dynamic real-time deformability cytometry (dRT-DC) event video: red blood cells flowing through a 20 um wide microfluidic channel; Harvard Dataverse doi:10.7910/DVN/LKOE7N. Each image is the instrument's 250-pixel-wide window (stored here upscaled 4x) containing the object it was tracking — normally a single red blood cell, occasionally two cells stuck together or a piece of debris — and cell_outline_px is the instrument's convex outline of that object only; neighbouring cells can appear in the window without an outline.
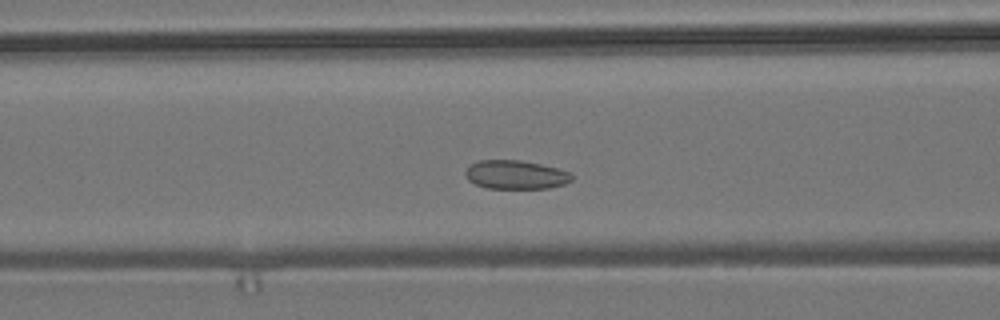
{"species": "common noctule bat (a hibernating species)", "species_latin": "Nyctalus noctula", "temperature_condition": "room temperature", "stored_images_in_passage": 51, "camera_frame_rate_fps": 3000, "um_per_image_px": 0.085, "animal": {"sex": "male", "body_mass_g": 19.2, "forearm_length_mm": 51.8}, "frame": {"image": 1, "passage_image": 17, "time_ms": 5.333, "image_size_px": [1000, 320], "cell_outline_px": [[572, 180], [564, 184], [548, 188], [488, 188], [476, 184], [468, 180], [464, 172], [472, 164], [480, 160], [520, 160], [540, 164], [572, 172]], "centroid_in_image_um": [43.85, 14.85], "position_along_channel_um": 122.7, "area_um2": 17.69}}
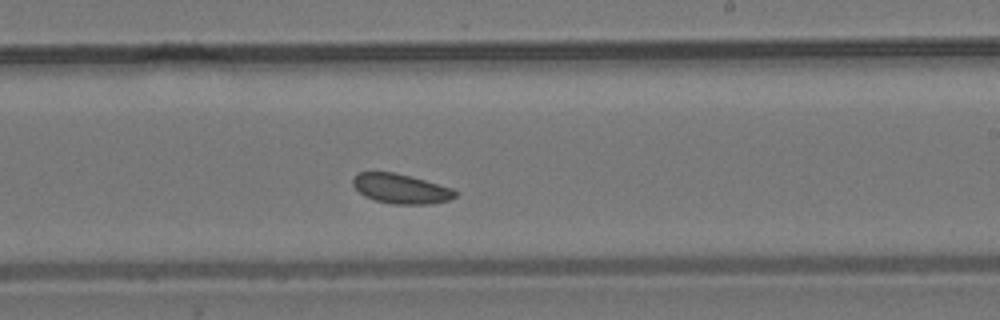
{"frame": {"image": 2, "passage_image": 28, "time_ms": 9.0, "image_size_px": [1000, 320], "cell_outline_px": [[460, 192], [456, 196], [448, 200], [432, 204], [392, 204], [376, 200], [364, 196], [352, 184], [352, 180], [360, 172], [392, 172], [424, 180], [452, 188]], "centroid_in_image_um": [34.1, 16.05], "position_along_channel_um": 254.9, "area_um2": 17.51}}
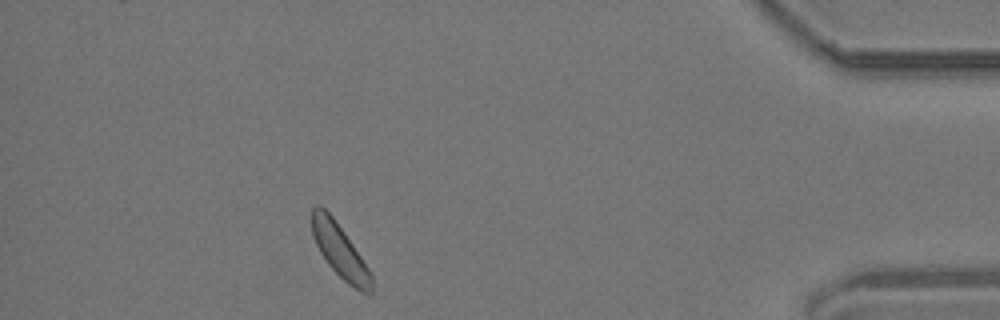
{"frame": {"image": 3, "passage_image": 45, "time_ms": 14.667, "image_size_px": [1000, 320], "cell_outline_px": [[372, 292], [368, 296], [360, 292], [348, 284], [328, 264], [320, 252], [312, 236], [312, 208], [316, 204], [320, 204], [332, 216], [344, 232], [368, 268], [372, 276]], "centroid_in_image_um": [28.88, 21.34], "position_along_channel_um": 406.3, "area_um2": 18.38}, "authors_computed_cell_mechanics": {"area_um2": 18.5538, "velocity_mm_per_s": 3.6113, "shape_relaxation_time_tau1_ms": null, "shape_relaxation_time_tau2_ms": 2.1462, "deformation_change_tau1": null, "deformation_change_tau2": 0.0696}}